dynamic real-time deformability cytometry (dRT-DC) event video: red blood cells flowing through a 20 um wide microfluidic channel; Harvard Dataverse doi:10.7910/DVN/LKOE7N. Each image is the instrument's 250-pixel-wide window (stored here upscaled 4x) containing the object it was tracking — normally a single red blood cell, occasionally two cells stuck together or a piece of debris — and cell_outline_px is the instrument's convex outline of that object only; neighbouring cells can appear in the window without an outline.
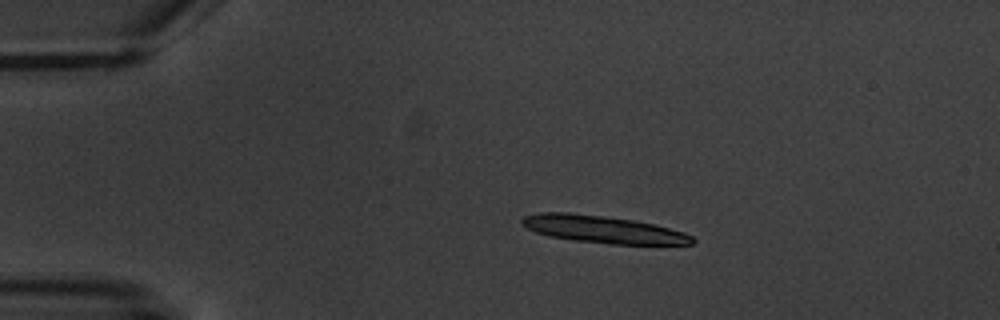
{"species": "common noctule bat (a hibernating species)", "species_latin": "Nyctalus noctula", "temperature_condition": "warm", "stored_images_in_passage": 7, "camera_frame_rate_fps": 3000, "um_per_image_px": 0.085, "animal": {"sex": "male", "body_mass_g": 20.1, "forearm_length_mm": 53.5}, "frame": {"image": 1, "passage_image": 3, "time_ms": 2.333, "image_size_px": [1000, 320], "cell_outline_px": [[696, 240], [692, 244], [608, 244], [572, 240], [548, 236], [536, 232], [520, 224], [520, 220], [524, 216], [540, 212], [572, 212], [604, 216], [632, 220], [652, 224], [684, 232], [692, 236]], "centroid_in_image_um": [51.2, 19.49], "position_along_channel_um": 33.8, "area_um2": 27.11}}